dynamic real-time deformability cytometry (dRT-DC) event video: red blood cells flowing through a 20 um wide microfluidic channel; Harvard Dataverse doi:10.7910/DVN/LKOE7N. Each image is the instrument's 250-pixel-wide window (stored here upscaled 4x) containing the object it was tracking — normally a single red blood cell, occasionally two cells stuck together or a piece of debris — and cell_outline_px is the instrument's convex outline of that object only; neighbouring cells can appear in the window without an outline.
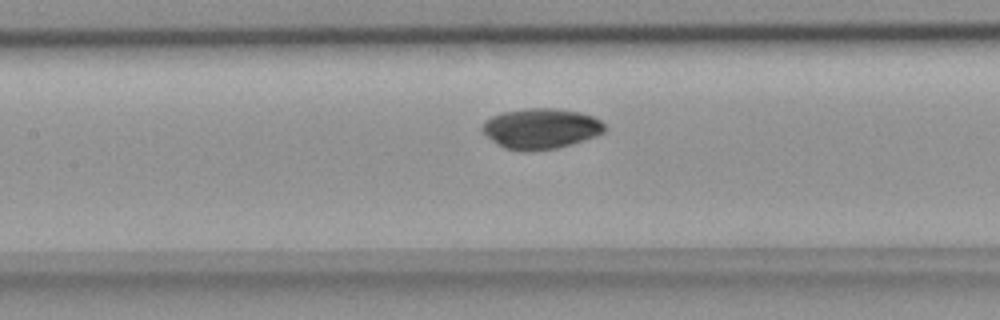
{"species": "common noctule bat (a hibernating species)", "species_latin": "Nyctalus noctula", "temperature_condition": "room temperature", "stored_images_in_passage": 38, "camera_frame_rate_fps": 3000, "um_per_image_px": 0.085, "animal": {"sex": "female", "body_mass_g": 18.4}, "frame": {"image": 1, "passage_image": 10, "time_ms": 3.0, "image_size_px": [1000, 320], "cell_outline_px": [[604, 132], [596, 136], [572, 144], [556, 148], [504, 148], [492, 140], [480, 128], [484, 120], [500, 112], [524, 108], [560, 108], [580, 112], [592, 116], [600, 120], [604, 124]], "centroid_in_image_um": [45.98, 10.87], "position_along_channel_um": 161.4, "area_um2": 28.32}}
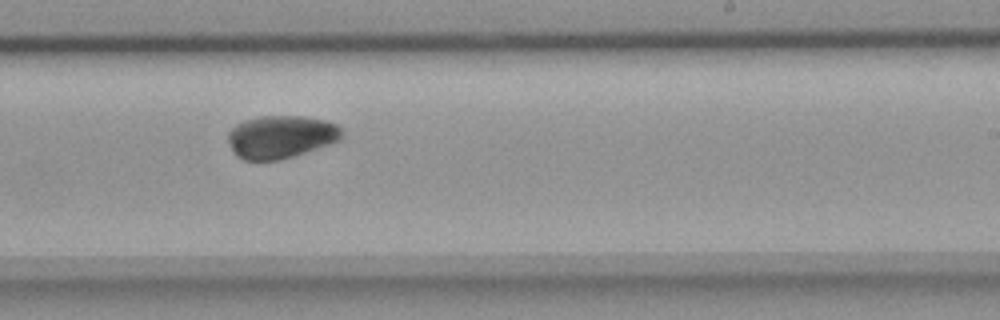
{"frame": {"image": 2, "passage_image": 18, "time_ms": 5.667, "image_size_px": [1000, 320], "cell_outline_px": [[344, 132], [340, 140], [280, 160], [244, 160], [236, 156], [232, 152], [228, 144], [228, 132], [236, 124], [244, 120], [260, 116], [304, 116], [324, 120], [336, 124]], "centroid_in_image_um": [23.83, 11.62], "position_along_channel_um": 265.2, "area_um2": 28.44}}
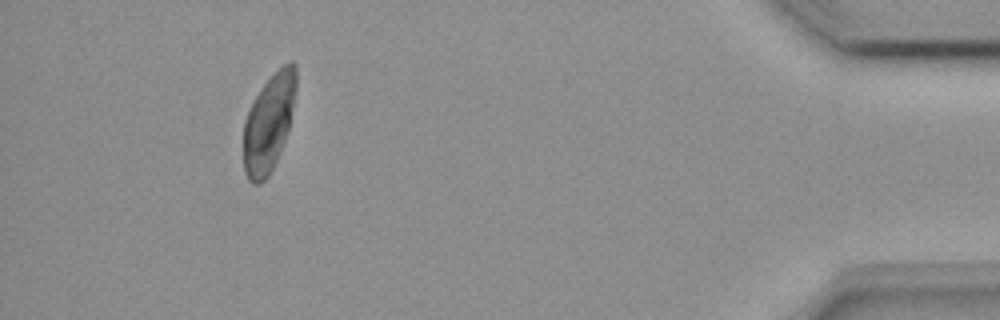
{"frame": {"image": 3, "passage_image": 34, "time_ms": 11.0, "image_size_px": [1000, 320], "cell_outline_px": [[296, 88], [288, 128], [280, 152], [268, 176], [260, 184], [252, 184], [248, 180], [244, 172], [244, 120], [256, 96], [264, 84], [284, 64], [292, 60], [296, 64]], "centroid_in_image_um": [22.84, 10.47], "position_along_channel_um": 412.4, "area_um2": 29.3}, "authors_computed_cell_mechanics": {"area_um2": 28.8711, "velocity_mm_per_s": 3.9085, "shape_relaxation_time_tau1_ms": 3.7123, "shape_relaxation_time_tau2_ms": null, "deformation_change_tau1": 0.0897, "deformation_change_tau2": null}}